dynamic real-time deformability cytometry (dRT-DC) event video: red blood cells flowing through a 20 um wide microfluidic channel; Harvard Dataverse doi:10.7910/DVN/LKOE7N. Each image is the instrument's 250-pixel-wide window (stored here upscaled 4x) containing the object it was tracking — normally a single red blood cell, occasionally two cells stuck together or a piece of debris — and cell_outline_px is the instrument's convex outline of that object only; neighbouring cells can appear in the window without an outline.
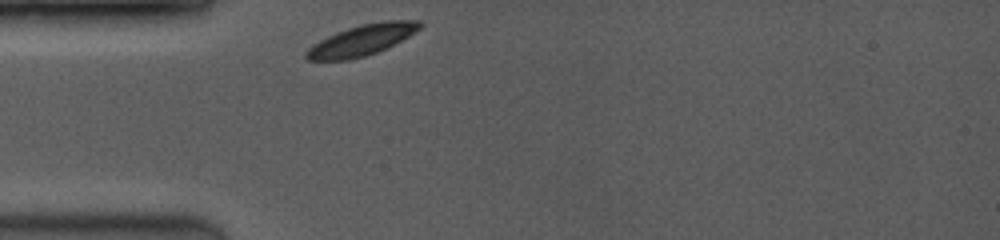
{"species": "common noctule bat (a hibernating species)", "species_latin": "Nyctalus noctula", "temperature_condition": "room temperature", "stored_images_in_passage": 1, "camera_frame_rate_fps": 3500, "um_per_image_px": 0.085, "animal": {"sex": "female", "body_mass_g": 19.0, "forearm_length_mm": 53.3}, "frame": {"image": 1, "passage_image": 1, "time_ms": 0.0, "image_size_px": [1000, 240], "cell_outline_px": [[424, 24], [420, 28], [408, 36], [376, 52], [364, 56], [348, 60], [308, 60], [304, 56], [304, 52], [312, 44], [336, 32], [360, 24], [388, 20], [420, 20]], "centroid_in_image_um": [30.72, 3.4], "position_along_channel_um": 54.3, "area_um2": 20.17}}